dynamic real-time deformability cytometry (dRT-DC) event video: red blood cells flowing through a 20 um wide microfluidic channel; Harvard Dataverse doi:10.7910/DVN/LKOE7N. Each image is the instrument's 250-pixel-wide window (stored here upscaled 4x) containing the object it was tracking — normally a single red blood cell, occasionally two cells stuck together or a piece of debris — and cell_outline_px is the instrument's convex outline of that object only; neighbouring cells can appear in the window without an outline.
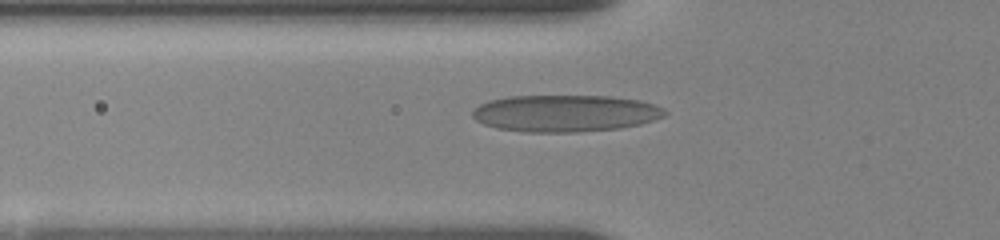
{"species": "human", "species_latin": "Homo sapiens", "temperature_condition": "room temperature", "stored_images_in_passage": 14, "camera_frame_rate_fps": 3000, "um_per_image_px": 0.085, "donor": {"sex": "female"}, "frame": {"image": 1, "passage_image": 2, "time_ms": 0.667, "image_size_px": [1000, 240], "cell_outline_px": [[668, 112], [664, 116], [640, 124], [620, 128], [576, 132], [524, 132], [496, 128], [484, 124], [476, 120], [472, 116], [472, 112], [480, 104], [488, 100], [508, 96], [608, 96], [640, 100], [664, 108]], "centroid_in_image_um": [48.03, 9.63], "position_along_channel_um": 77.8, "area_um2": 41.38}}
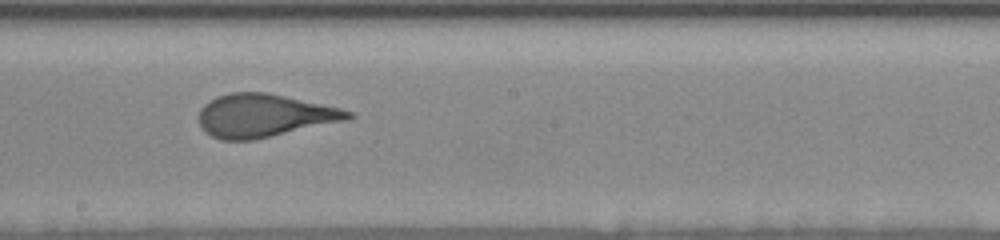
{"frame": {"image": 2, "passage_image": 6, "time_ms": 4.667, "image_size_px": [1000, 240], "cell_outline_px": [[356, 116], [344, 120], [252, 140], [220, 140], [204, 132], [200, 128], [200, 108], [208, 100], [216, 96], [232, 92], [264, 92], [284, 96], [340, 108], [352, 112]], "centroid_in_image_um": [22.38, 9.82], "position_along_channel_um": 225.8, "area_um2": 36.99}}
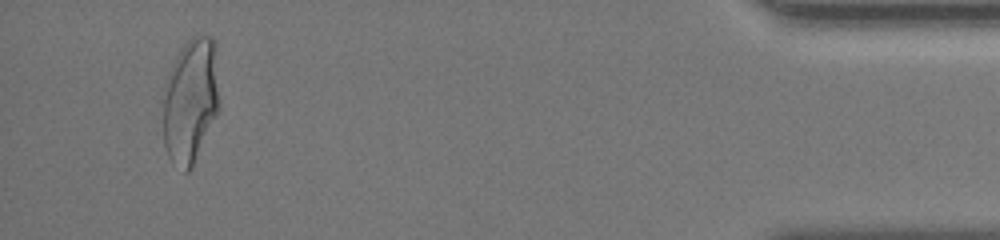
{"frame": {"image": 3, "passage_image": 14, "time_ms": 11.667, "image_size_px": [1000, 240], "cell_outline_px": [[220, 108], [188, 172], [184, 172], [172, 164], [168, 156], [164, 144], [164, 88], [168, 72], [176, 56], [184, 44], [192, 36], [212, 36], [216, 44], [220, 100]], "centroid_in_image_um": [16.21, 8.51], "position_along_channel_um": 419.0, "area_um2": 41.21}, "authors_computed_cell_mechanics": {"area_um2": 37.6856, "velocity_mm_per_s": 3.6871, "shape_relaxation_time_tau1_ms": 5.1894, "shape_relaxation_time_tau2_ms": null, "deformation_change_tau1": 0.2169, "deformation_change_tau2": null}}